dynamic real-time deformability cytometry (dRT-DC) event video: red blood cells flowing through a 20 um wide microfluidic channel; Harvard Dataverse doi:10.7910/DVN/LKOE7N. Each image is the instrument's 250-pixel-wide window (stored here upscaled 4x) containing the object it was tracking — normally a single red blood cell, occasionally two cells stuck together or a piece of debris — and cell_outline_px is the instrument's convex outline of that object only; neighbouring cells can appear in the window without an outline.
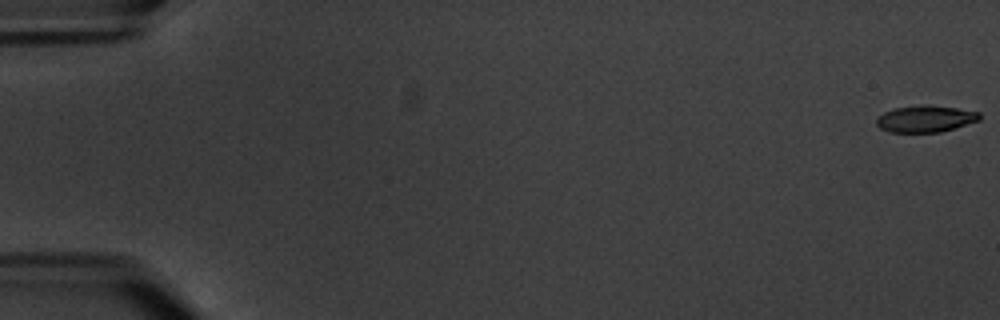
{"species": "common noctule bat (a hibernating species)", "species_latin": "Nyctalus noctula", "temperature_condition": "warm", "stored_images_in_passage": 16, "camera_frame_rate_fps": 3000, "um_per_image_px": 0.085, "animal": {"sex": "male", "body_mass_g": 20.1, "forearm_length_mm": 53.5}, "frame": {"image": 1, "passage_image": 1, "time_ms": 0.0, "image_size_px": [1000, 320], "cell_outline_px": [[980, 120], [940, 132], [888, 132], [880, 128], [876, 124], [876, 116], [884, 112], [896, 108], [956, 108], [980, 112]], "centroid_in_image_um": [78.63, 10.16], "position_along_channel_um": 6.4, "area_um2": 15.14}}
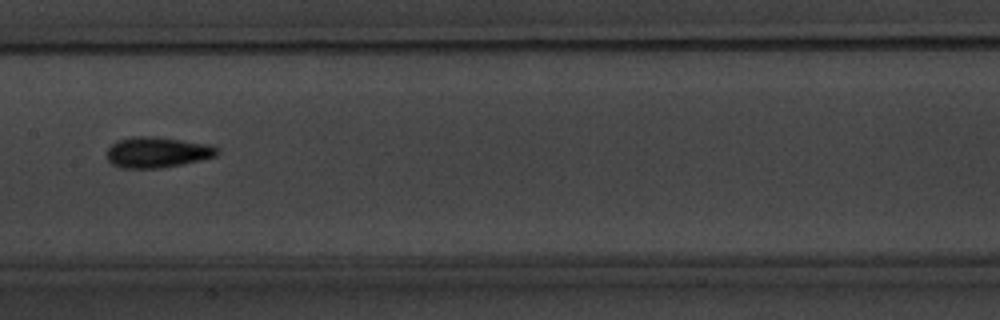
{"frame": {"image": 2, "passage_image": 9, "time_ms": 10.333, "image_size_px": [1000, 320], "cell_outline_px": [[220, 152], [216, 156], [200, 160], [160, 168], [120, 168], [112, 164], [108, 160], [108, 148], [116, 140], [132, 136], [144, 136], [180, 140], [208, 144], [220, 148]], "centroid_in_image_um": [13.36, 12.95], "position_along_channel_um": 194.0, "area_um2": 19.59}}
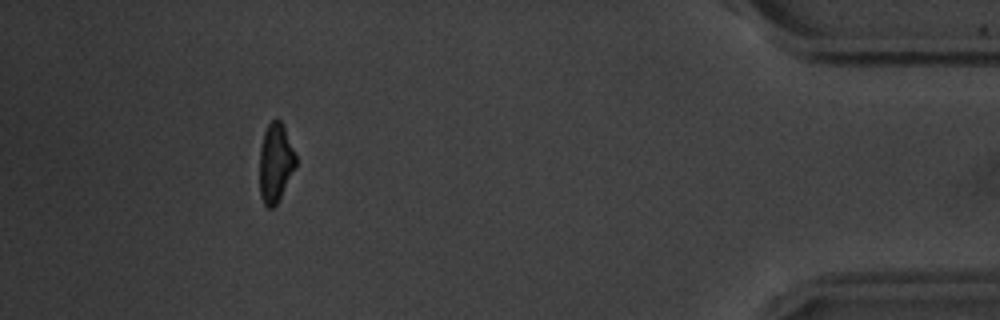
{"frame": {"image": 3, "passage_image": 15, "time_ms": 18.333, "image_size_px": [1000, 320], "cell_outline_px": [[296, 168], [276, 204], [272, 208], [268, 208], [264, 204], [260, 196], [260, 148], [264, 132], [268, 124], [276, 116], [280, 120], [284, 128], [296, 156]], "centroid_in_image_um": [23.41, 13.83], "position_along_channel_um": 411.8, "area_um2": 16.59}, "authors_computed_cell_mechanics": {"area_um2": 17.3978, "velocity_mm_per_s": 3.3979, "shape_relaxation_time_tau1_ms": 1.954, "shape_relaxation_time_tau2_ms": 1.1572, "deformation_change_tau1": 0.1012, "deformation_change_tau2": 0.0715}}